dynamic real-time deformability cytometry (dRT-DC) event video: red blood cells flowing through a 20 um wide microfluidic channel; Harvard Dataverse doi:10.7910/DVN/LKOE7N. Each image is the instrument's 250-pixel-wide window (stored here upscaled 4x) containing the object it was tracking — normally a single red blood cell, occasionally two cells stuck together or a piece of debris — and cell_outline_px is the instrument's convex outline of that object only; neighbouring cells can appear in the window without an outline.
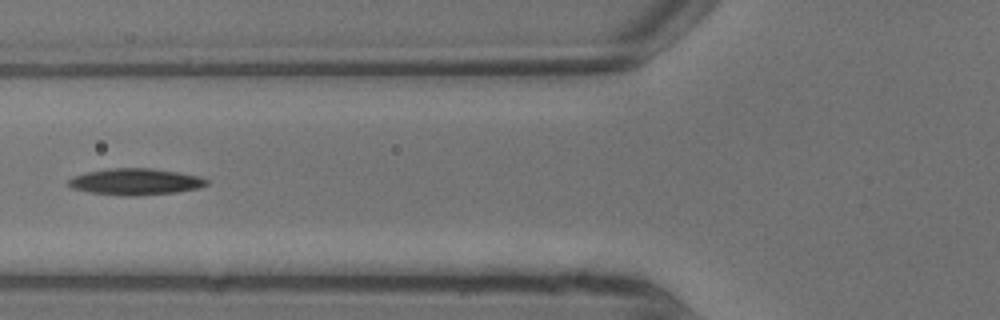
{"species": "common noctule bat (a hibernating species)", "species_latin": "Nyctalus noctula", "temperature_condition": "warm", "stored_images_in_passage": 11, "camera_frame_rate_fps": 3000, "um_per_image_px": 0.085, "animal": {"sex": "male", "body_mass_g": 13.3}, "frame": {"image": 1, "passage_image": 7, "time_ms": 2.0, "image_size_px": [1000, 320], "cell_outline_px": [[208, 184], [196, 188], [176, 192], [136, 196], [124, 196], [88, 192], [72, 188], [68, 184], [68, 180], [72, 176], [88, 172], [108, 168], [152, 168], [180, 172], [200, 176], [208, 180]], "centroid_in_image_um": [11.5, 15.44], "position_along_channel_um": 114.3, "area_um2": 21.39}}
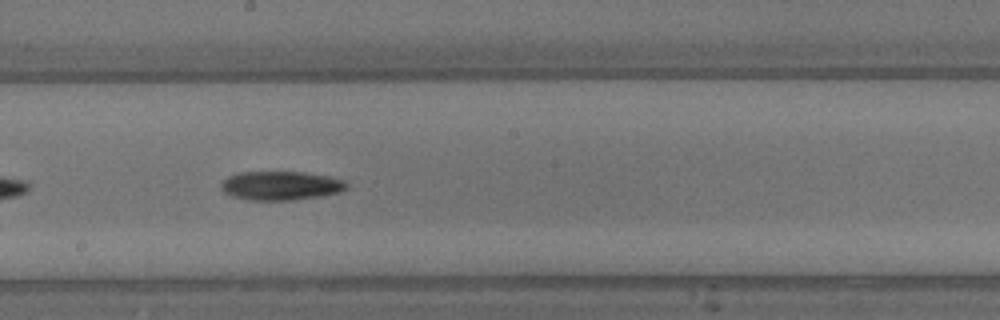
{"frame": {"image": 2, "passage_image": 10, "time_ms": 3.0, "image_size_px": [1000, 320], "cell_outline_px": [[348, 188], [340, 192], [324, 196], [292, 200], [248, 200], [232, 196], [224, 192], [220, 188], [220, 184], [228, 176], [240, 172], [300, 172], [328, 176], [344, 180], [348, 184]], "centroid_in_image_um": [23.88, 15.79], "position_along_channel_um": 224.3, "area_um2": 21.27}}
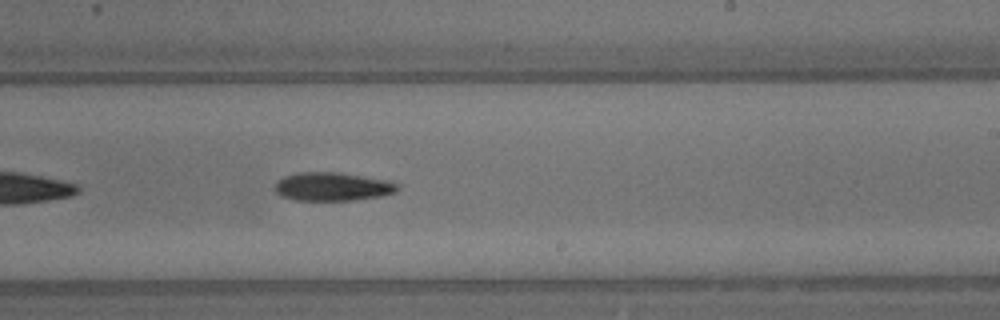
{"frame": {"image": 3, "passage_image": 11, "time_ms": 3.333, "image_size_px": [1000, 320], "cell_outline_px": [[400, 188], [396, 192], [380, 196], [352, 200], [292, 200], [280, 196], [276, 192], [276, 184], [284, 176], [296, 172], [340, 172], [388, 180], [400, 184]], "centroid_in_image_um": [28.29, 15.85], "position_along_channel_um": 260.7, "area_um2": 20.46}}